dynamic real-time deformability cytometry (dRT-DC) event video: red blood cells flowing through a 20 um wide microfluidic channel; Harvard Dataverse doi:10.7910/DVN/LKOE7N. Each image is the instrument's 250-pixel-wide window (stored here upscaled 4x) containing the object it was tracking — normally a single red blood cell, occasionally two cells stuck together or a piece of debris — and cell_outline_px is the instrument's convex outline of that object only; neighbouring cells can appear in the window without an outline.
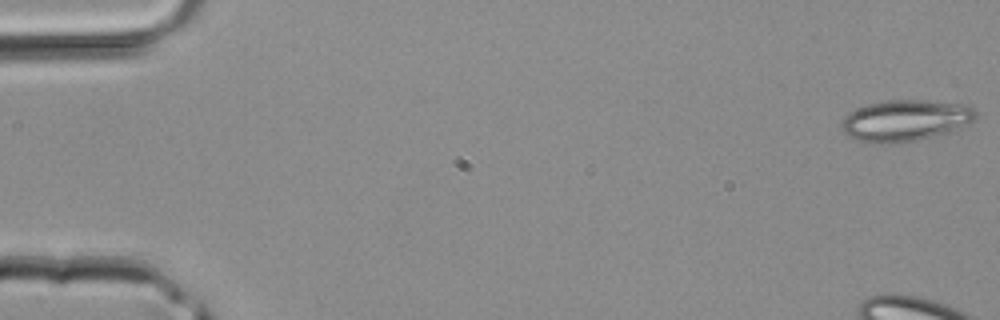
{"species": "common noctule bat (a hibernating species)", "species_latin": "Nyctalus noctula", "temperature_condition": "room temperature", "stored_images_in_passage": 44, "camera_frame_rate_fps": 3000, "um_per_image_px": 0.085, "animal": {"sex": "male", "body_mass_g": 20.4}, "frame": {"image": 1, "passage_image": 1, "time_ms": 0.0, "image_size_px": [1000, 320], "cell_outline_px": [[976, 116], [972, 120], [948, 132], [916, 140], [896, 144], [876, 144], [860, 140], [844, 132], [840, 128], [844, 116], [848, 112], [856, 108], [868, 104], [888, 100], [920, 100], [956, 104], [972, 108], [976, 112]], "centroid_in_image_um": [76.86, 10.25], "position_along_channel_um": 8.1, "area_um2": 31.73}}
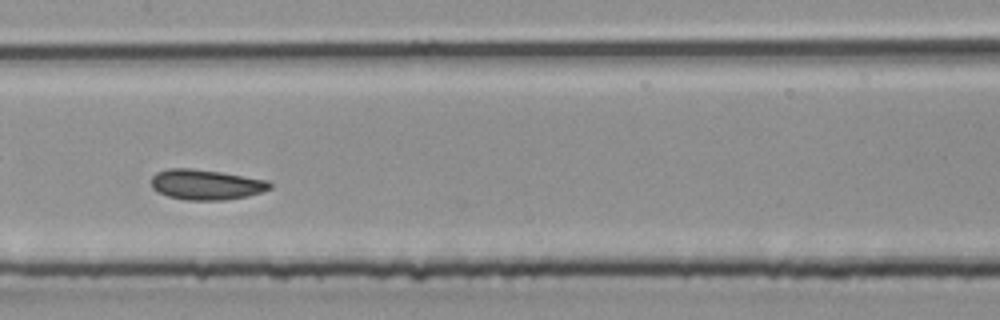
{"frame": {"image": 2, "passage_image": 23, "time_ms": 7.333, "image_size_px": [1000, 320], "cell_outline_px": [[272, 188], [264, 192], [224, 200], [188, 200], [168, 196], [152, 188], [152, 176], [156, 172], [168, 168], [192, 168], [220, 172], [268, 180], [272, 184]], "centroid_in_image_um": [17.53, 15.68], "position_along_channel_um": 189.9, "area_um2": 20.87}}
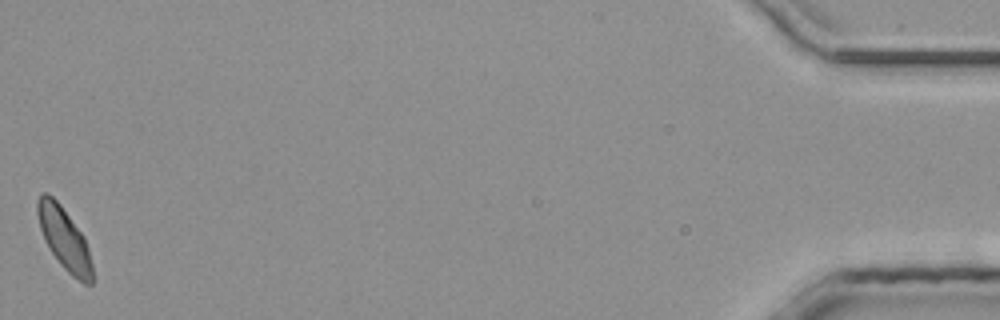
{"frame": {"image": 3, "passage_image": 44, "time_ms": 14.333, "image_size_px": [1000, 320], "cell_outline_px": [[92, 284], [84, 284], [72, 276], [60, 264], [44, 240], [40, 228], [36, 212], [36, 200], [40, 192], [48, 192], [60, 204], [84, 236], [88, 248], [92, 264]], "centroid_in_image_um": [5.44, 20.25], "position_along_channel_um": 429.8, "area_um2": 19.88}}